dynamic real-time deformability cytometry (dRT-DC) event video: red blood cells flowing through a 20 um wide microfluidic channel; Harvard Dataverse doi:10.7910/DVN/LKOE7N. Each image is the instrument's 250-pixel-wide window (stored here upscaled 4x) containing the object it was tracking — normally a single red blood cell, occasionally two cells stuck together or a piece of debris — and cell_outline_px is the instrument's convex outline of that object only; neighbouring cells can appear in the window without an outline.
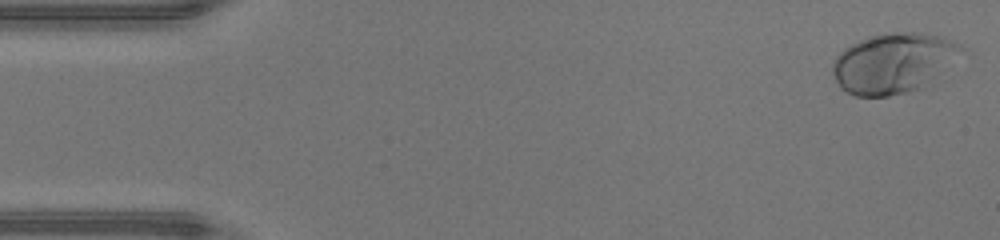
{"species": "human", "species_latin": "Homo sapiens", "temperature_condition": "warm", "stored_images_in_passage": 47, "camera_frame_rate_fps": 3000, "um_per_image_px": 0.085, "donor": {"sex": "male"}, "frame": {"image": 1, "passage_image": 1, "time_ms": 0.0, "image_size_px": [1000, 240], "cell_outline_px": [[968, 48], [924, 88], [908, 92], [888, 96], [856, 96], [840, 88], [832, 72], [832, 60], [844, 48], [860, 40], [872, 36], [896, 32], [920, 32], [940, 36], [960, 44]], "centroid_in_image_um": [75.95, 5.36], "position_along_channel_um": 9.0, "area_um2": 45.2}}
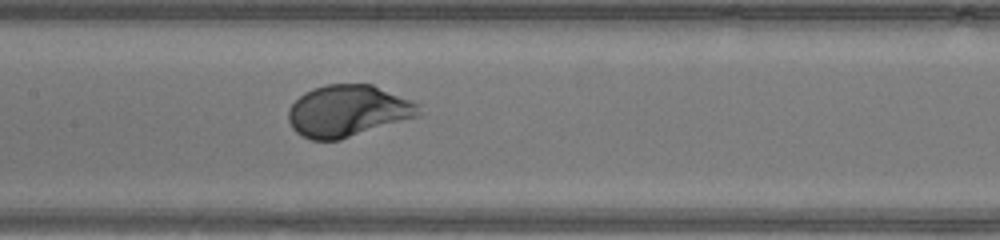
{"frame": {"image": 2, "passage_image": 22, "time_ms": 7.0, "image_size_px": [1000, 240], "cell_outline_px": [[420, 116], [340, 140], [312, 140], [300, 136], [292, 128], [288, 120], [288, 108], [304, 92], [312, 88], [328, 84], [372, 84], [412, 100], [420, 104]], "centroid_in_image_um": [29.57, 9.43], "position_along_channel_um": 177.8, "area_um2": 39.59}}
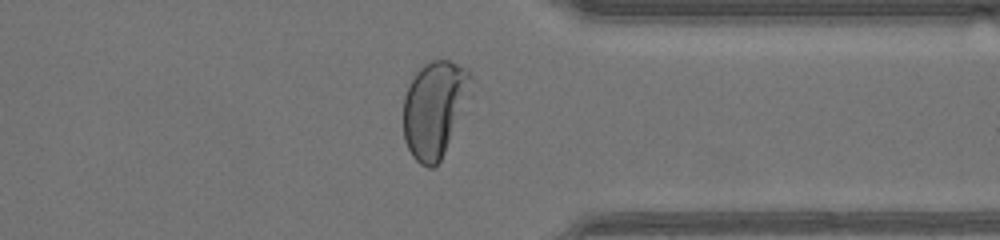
{"frame": {"image": 3, "passage_image": 36, "time_ms": 11.667, "image_size_px": [1000, 240], "cell_outline_px": [[472, 76], [460, 112], [444, 152], [440, 160], [432, 168], [428, 168], [420, 164], [412, 156], [404, 140], [404, 96], [408, 84], [416, 72], [424, 64], [432, 60], [448, 60], [468, 68]], "centroid_in_image_um": [36.86, 9.23], "position_along_channel_um": 374.5, "area_um2": 36.76}, "authors_computed_cell_mechanics": {"area_um2": 39.4774, "velocity_mm_per_s": 4.3346, "shape_relaxation_time_tau1_ms": 2.2726, "shape_relaxation_time_tau2_ms": null, "deformation_change_tau1": 0.1913, "deformation_change_tau2": null}}